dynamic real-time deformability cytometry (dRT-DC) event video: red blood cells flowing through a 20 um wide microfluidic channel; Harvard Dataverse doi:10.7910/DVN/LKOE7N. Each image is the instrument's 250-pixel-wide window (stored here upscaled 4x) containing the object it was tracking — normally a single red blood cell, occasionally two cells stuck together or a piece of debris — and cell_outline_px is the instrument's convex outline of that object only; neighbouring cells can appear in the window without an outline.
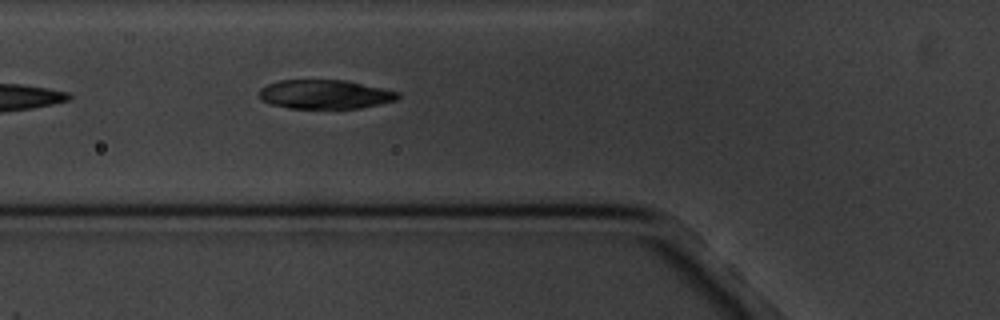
{"species": "common noctule bat (a hibernating species)", "species_latin": "Nyctalus noctula", "temperature_condition": "cold", "stored_images_in_passage": 5, "camera_frame_rate_fps": 3000, "um_per_image_px": 0.085, "animal": {"sex": "male", "body_mass_g": 20.1, "forearm_length_mm": 53.5}, "frame": {"image": 1, "passage_image": 5, "time_ms": 4.333, "image_size_px": [1000, 320], "cell_outline_px": [[400, 96], [396, 100], [360, 108], [288, 108], [272, 104], [260, 100], [256, 96], [256, 92], [260, 88], [268, 84], [280, 80], [348, 80], [400, 92]], "centroid_in_image_um": [27.58, 8.01], "position_along_channel_um": 98.2, "area_um2": 23.7}}